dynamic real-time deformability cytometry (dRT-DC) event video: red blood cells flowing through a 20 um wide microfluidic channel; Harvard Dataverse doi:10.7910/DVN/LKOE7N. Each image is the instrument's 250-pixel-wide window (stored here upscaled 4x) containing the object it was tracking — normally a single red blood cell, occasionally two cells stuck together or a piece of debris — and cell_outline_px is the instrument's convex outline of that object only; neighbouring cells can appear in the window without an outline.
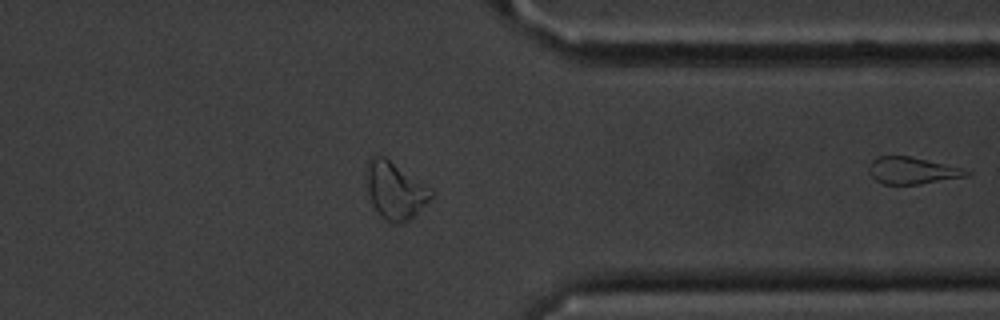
{"species": "common noctule bat (a hibernating species)", "species_latin": "Nyctalus noctula", "temperature_condition": "cold", "stored_images_in_passage": 44, "segment_of_instrument_passage": [2, 2], "camera_frame_rate_fps": 3000, "um_per_image_px": 0.085, "animal": {"sex": "male", "body_mass_g": 20.1, "forearm_length_mm": 53.5}, "frame": {"image": 1, "passage_image": 44, "time_ms": 14.333, "image_size_px": [1000, 320], "cell_outline_px": [[972, 172], [968, 176], [920, 184], [884, 184], [876, 180], [872, 176], [868, 168], [872, 160], [880, 156], [908, 156], [960, 168]], "centroid_in_image_um": [77.52, 14.51], "position_along_channel_um": 333.9, "area_um2": 14.91}}